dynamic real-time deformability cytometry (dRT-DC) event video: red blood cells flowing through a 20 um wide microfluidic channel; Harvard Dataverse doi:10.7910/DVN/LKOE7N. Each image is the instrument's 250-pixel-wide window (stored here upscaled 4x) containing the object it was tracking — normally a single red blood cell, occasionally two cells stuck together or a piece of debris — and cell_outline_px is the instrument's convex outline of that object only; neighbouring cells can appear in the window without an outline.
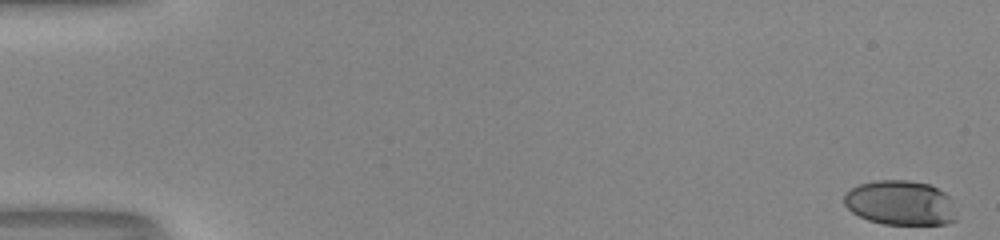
{"species": "human", "species_latin": "Homo sapiens", "temperature_condition": "room temperature", "stored_images_in_passage": 53, "camera_frame_rate_fps": 3000, "um_per_image_px": 0.085, "donor": {"sex": "male"}, "frame": {"image": 1, "passage_image": 1, "time_ms": 0.0, "image_size_px": [1000, 240], "cell_outline_px": [[956, 220], [948, 224], [884, 224], [868, 220], [852, 212], [844, 204], [844, 192], [860, 184], [876, 180], [908, 180], [932, 184], [944, 192], [952, 200], [956, 216]], "centroid_in_image_um": [76.55, 17.24], "position_along_channel_um": 8.5, "area_um2": 29.48}}
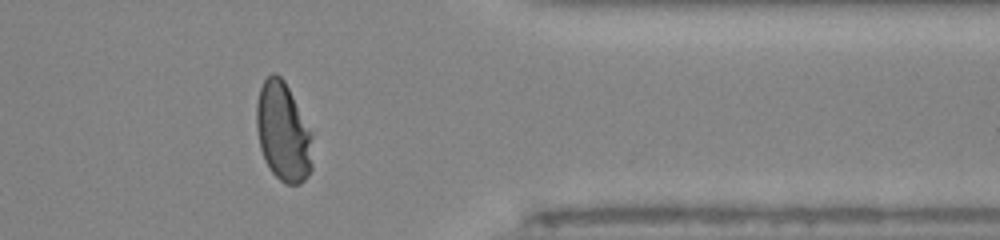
{"frame": {"image": 2, "passage_image": 44, "time_ms": 14.333, "image_size_px": [1000, 240], "cell_outline_px": [[312, 168], [308, 176], [300, 184], [288, 184], [280, 180], [272, 172], [264, 160], [260, 148], [256, 128], [256, 104], [260, 88], [264, 80], [272, 72], [276, 72], [284, 80], [312, 132]], "centroid_in_image_um": [24.06, 11.22], "position_along_channel_um": 387.3, "area_um2": 32.54}}
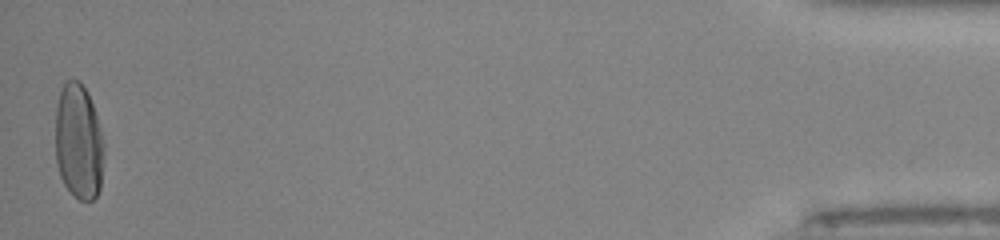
{"frame": {"image": 3, "passage_image": 53, "time_ms": 17.333, "image_size_px": [1000, 240], "cell_outline_px": [[104, 148], [100, 188], [96, 196], [92, 200], [80, 200], [64, 184], [60, 176], [56, 164], [56, 108], [60, 92], [64, 84], [68, 80], [80, 80], [88, 92], [100, 128], [104, 144]], "centroid_in_image_um": [6.68, 12.04], "position_along_channel_um": 428.5, "area_um2": 32.6}, "authors_computed_cell_mechanics": {"area_um2": 32.1946, "velocity_mm_per_s": 3.9996, "shape_relaxation_time_tau1_ms": 5.3149, "shape_relaxation_time_tau2_ms": 0.8009, "deformation_change_tau1": 0.2185, "deformation_change_tau2": 0.0491}}